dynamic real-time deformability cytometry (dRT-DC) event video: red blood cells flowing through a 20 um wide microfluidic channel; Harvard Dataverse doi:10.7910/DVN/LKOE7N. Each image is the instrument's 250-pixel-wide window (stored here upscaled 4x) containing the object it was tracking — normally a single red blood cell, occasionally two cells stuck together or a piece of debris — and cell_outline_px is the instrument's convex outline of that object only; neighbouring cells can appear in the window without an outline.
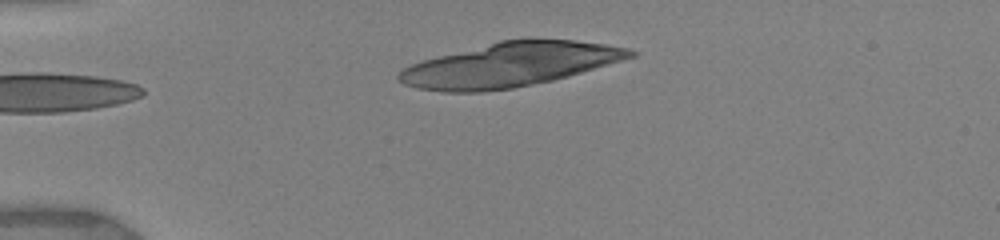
{"species": "human", "species_latin": "Homo sapiens", "temperature_condition": "warm", "stored_images_in_passage": 6, "camera_frame_rate_fps": 3000, "um_per_image_px": 0.085, "donor": {"sex": "female"}, "frame": {"image": 1, "passage_image": 6, "time_ms": 2.667, "image_size_px": [1000, 240], "cell_outline_px": [[636, 56], [568, 76], [552, 80], [512, 88], [480, 92], [444, 92], [416, 88], [404, 84], [396, 76], [404, 68], [412, 64], [424, 60], [500, 40], [576, 40], [604, 44], [628, 48], [636, 52]], "centroid_in_image_um": [43.33, 5.51], "position_along_channel_um": 41.7, "area_um2": 58.61}}